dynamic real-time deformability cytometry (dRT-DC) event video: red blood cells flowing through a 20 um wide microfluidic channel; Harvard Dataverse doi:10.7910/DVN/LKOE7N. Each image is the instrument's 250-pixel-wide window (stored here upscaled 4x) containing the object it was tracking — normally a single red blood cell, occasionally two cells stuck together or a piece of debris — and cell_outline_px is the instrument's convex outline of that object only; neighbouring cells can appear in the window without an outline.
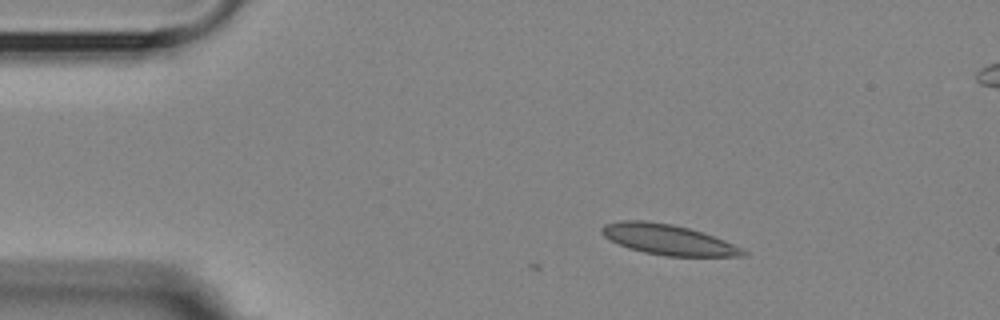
{"species": "Egyptian fruit bat (a non-hibernating species)", "species_latin": "Rousettus aegyptiacus", "temperature_condition": "room temperature", "stored_images_in_passage": 4, "camera_frame_rate_fps": 3000, "um_per_image_px": 0.085, "animal": {"sex": "female"}, "frame": {"image": 1, "passage_image": 1, "time_ms": 0.0, "image_size_px": [1000, 320], "cell_outline_px": [[748, 252], [744, 256], [664, 256], [644, 252], [628, 248], [604, 236], [600, 232], [600, 228], [604, 224], [620, 220], [644, 220], [672, 224], [704, 232], [724, 240]], "centroid_in_image_um": [56.76, 20.35], "position_along_channel_um": 28.2, "area_um2": 24.91}}